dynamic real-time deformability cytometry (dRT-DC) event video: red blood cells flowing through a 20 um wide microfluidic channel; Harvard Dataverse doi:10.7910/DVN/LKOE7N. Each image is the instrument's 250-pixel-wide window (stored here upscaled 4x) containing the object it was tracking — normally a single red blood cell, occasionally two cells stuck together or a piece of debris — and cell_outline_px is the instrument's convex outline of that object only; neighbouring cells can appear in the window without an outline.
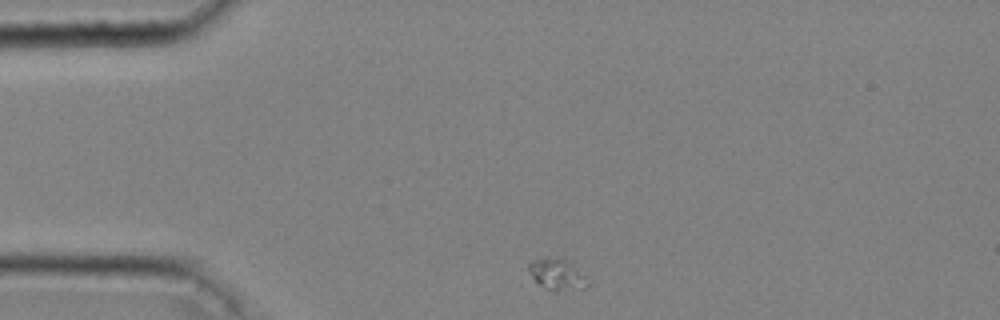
{"species": "common noctule bat (a hibernating species)", "species_latin": "Nyctalus noctula", "temperature_condition": "cold", "stored_images_in_passage": 40, "camera_frame_rate_fps": 3000, "um_per_image_px": 0.085, "animal": {"sex": "male", "body_mass_g": 20.4}, "frame": {"image": 1, "passage_image": 1, "time_ms": 0.0, "image_size_px": [1000, 320], "cell_outline_px": [[588, 288], [556, 292], [552, 292], [544, 288], [532, 276], [528, 268], [528, 264], [532, 260], [548, 256], [564, 260], [572, 264], [588, 276]], "centroid_in_image_um": [47.39, 23.35], "position_along_channel_um": 37.6, "area_um2": 10.98}}
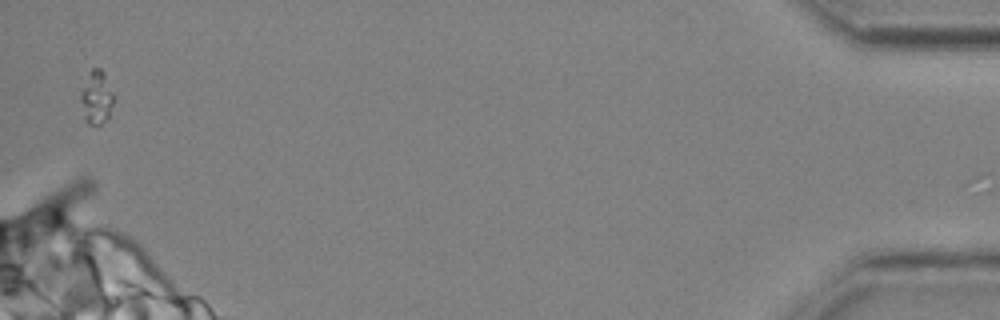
{"frame": {"image": 2, "passage_image": 39, "time_ms": 12.667, "image_size_px": [1000, 320], "cell_outline_px": [[116, 96], [108, 116], [100, 124], [88, 124], [84, 120], [80, 100], [80, 92], [88, 72], [92, 68], [100, 68], [104, 72]], "centroid_in_image_um": [8.2, 8.25], "position_along_channel_um": 427.0, "area_um2": 10.52}}